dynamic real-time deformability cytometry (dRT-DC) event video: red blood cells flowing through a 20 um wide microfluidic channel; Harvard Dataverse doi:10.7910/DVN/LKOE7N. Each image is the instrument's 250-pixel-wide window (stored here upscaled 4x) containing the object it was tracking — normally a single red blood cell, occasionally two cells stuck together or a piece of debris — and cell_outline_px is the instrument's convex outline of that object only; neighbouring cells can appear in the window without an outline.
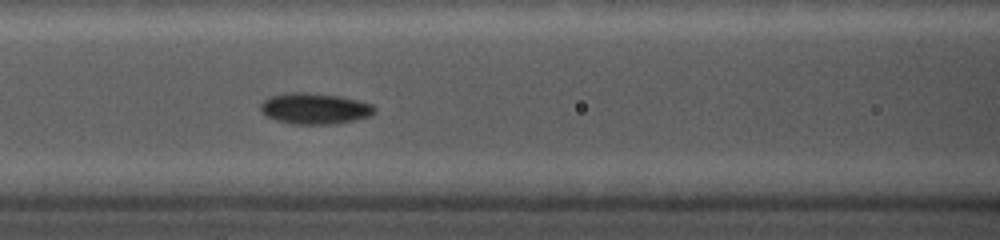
{"species": "common noctule bat (a hibernating species)", "species_latin": "Nyctalus noctula", "temperature_condition": "cold", "stored_images_in_passage": 8, "camera_frame_rate_fps": 5000, "um_per_image_px": 0.085, "animal": {"sex": "female", "body_mass_g": 19.0, "forearm_length_mm": 56.7}, "frame": {"image": 1, "passage_image": 6, "time_ms": 1.0, "image_size_px": [1000, 240], "cell_outline_px": [[376, 112], [368, 116], [352, 120], [332, 124], [292, 124], [276, 120], [264, 116], [260, 108], [260, 104], [268, 96], [292, 92], [308, 92], [340, 96], [372, 104], [376, 108]], "centroid_in_image_um": [26.7, 9.22], "position_along_channel_um": 139.9, "area_um2": 20.63}}
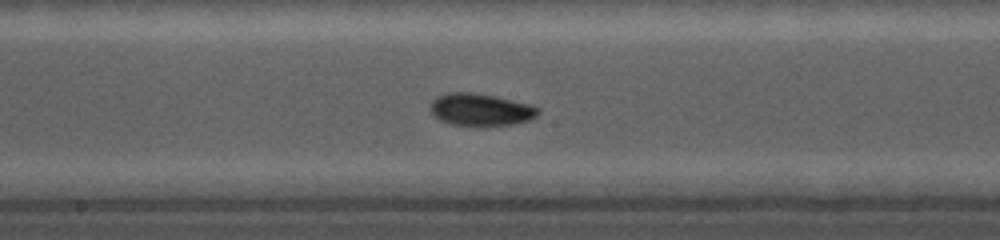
{"frame": {"image": 2, "passage_image": 8, "time_ms": 1.4, "image_size_px": [1000, 240], "cell_outline_px": [[540, 112], [536, 116], [528, 120], [512, 124], [452, 124], [440, 120], [432, 112], [432, 100], [436, 96], [448, 92], [472, 92], [496, 96], [528, 104], [540, 108]], "centroid_in_image_um": [40.86, 9.28], "position_along_channel_um": 207.3, "area_um2": 19.71}}